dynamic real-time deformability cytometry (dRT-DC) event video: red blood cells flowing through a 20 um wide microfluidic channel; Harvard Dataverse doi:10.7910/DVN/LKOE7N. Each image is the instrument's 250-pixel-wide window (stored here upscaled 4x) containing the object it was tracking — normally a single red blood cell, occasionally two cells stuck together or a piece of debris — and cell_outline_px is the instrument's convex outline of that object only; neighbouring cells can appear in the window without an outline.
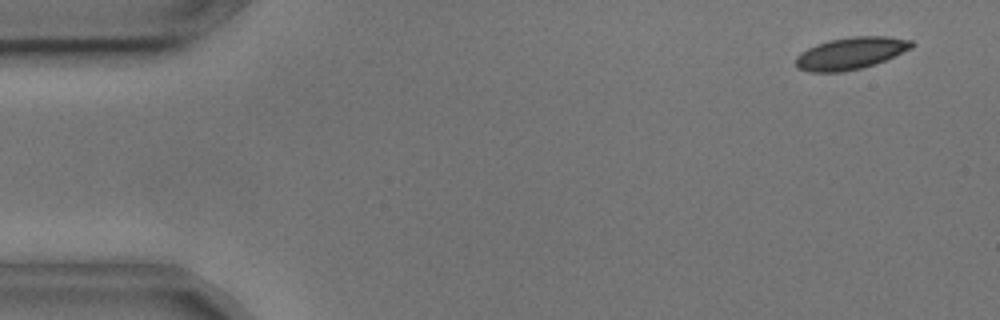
{"species": "common noctule bat (a hibernating species)", "species_latin": "Nyctalus noctula", "temperature_condition": "cold", "stored_images_in_passage": 5, "segment_of_instrument_passage": [2, 2], "camera_frame_rate_fps": 3000, "um_per_image_px": 0.085, "animal": {"sex": "male", "body_mass_g": 17.9, "forearm_length_mm": 54.2}, "frame": {"image": 1, "passage_image": 5, "time_ms": 1.333, "image_size_px": [1000, 320], "cell_outline_px": [[916, 44], [912, 48], [876, 64], [860, 68], [840, 72], [808, 72], [796, 68], [796, 56], [800, 52], [816, 44], [828, 40], [852, 36], [888, 36], [912, 40]], "centroid_in_image_um": [72.31, 4.52], "position_along_channel_um": 12.7, "area_um2": 21.85}}